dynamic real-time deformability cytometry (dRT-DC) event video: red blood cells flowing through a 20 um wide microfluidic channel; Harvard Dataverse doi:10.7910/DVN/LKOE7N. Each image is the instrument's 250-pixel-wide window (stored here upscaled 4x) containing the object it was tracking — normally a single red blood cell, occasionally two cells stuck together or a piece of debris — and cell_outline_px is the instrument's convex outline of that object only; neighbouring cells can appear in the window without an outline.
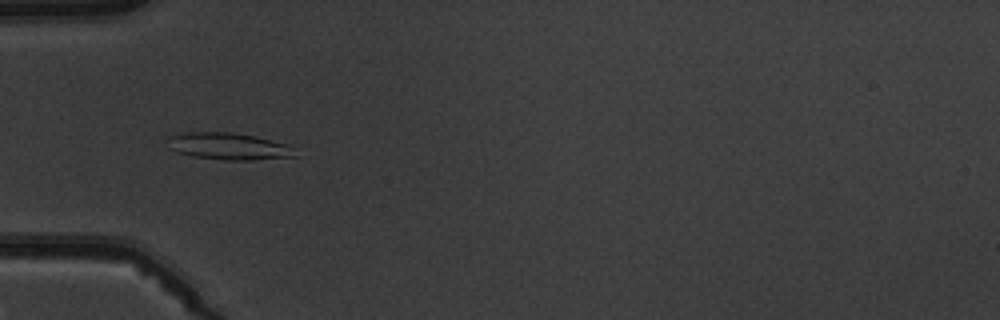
{"species": "common noctule bat (a hibernating species)", "species_latin": "Nyctalus noctula", "temperature_condition": "warm", "stored_images_in_passage": 4, "camera_frame_rate_fps": 3000, "um_per_image_px": 0.085, "animal": {"sex": "male", "body_mass_g": 19.5, "forearm_length_mm": 54.6}, "frame": {"image": 1, "passage_image": 4, "time_ms": 3.667, "image_size_px": [1000, 320], "cell_outline_px": [[300, 156], [252, 160], [224, 160], [192, 156], [176, 152], [168, 148], [168, 136], [188, 132], [232, 132], [256, 136], [288, 144]], "centroid_in_image_um": [19.44, 12.43], "position_along_channel_um": 65.6, "area_um2": 20.23}}